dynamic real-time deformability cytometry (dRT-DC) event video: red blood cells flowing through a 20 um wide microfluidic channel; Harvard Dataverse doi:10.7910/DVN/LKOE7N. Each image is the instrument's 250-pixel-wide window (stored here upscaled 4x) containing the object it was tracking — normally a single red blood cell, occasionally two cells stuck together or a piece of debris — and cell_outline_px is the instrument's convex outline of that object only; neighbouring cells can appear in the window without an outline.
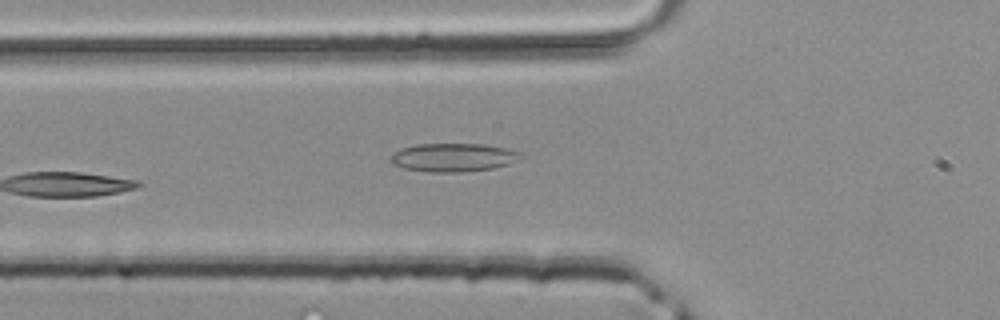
{"species": "common noctule bat (a hibernating species)", "species_latin": "Nyctalus noctula", "temperature_condition": "room temperature", "stored_images_in_passage": 4, "camera_frame_rate_fps": 3000, "um_per_image_px": 0.085, "animal": {"sex": "male", "body_mass_g": 20.4}, "frame": {"image": 1, "passage_image": 4, "time_ms": 1.0, "image_size_px": [1000, 320], "cell_outline_px": [[524, 156], [508, 164], [492, 168], [464, 172], [428, 172], [404, 168], [392, 164], [388, 160], [388, 156], [400, 148], [416, 144], [484, 144], [508, 148], [520, 152]], "centroid_in_image_um": [38.48, 13.38], "position_along_channel_um": 87.3, "area_um2": 21.79}}